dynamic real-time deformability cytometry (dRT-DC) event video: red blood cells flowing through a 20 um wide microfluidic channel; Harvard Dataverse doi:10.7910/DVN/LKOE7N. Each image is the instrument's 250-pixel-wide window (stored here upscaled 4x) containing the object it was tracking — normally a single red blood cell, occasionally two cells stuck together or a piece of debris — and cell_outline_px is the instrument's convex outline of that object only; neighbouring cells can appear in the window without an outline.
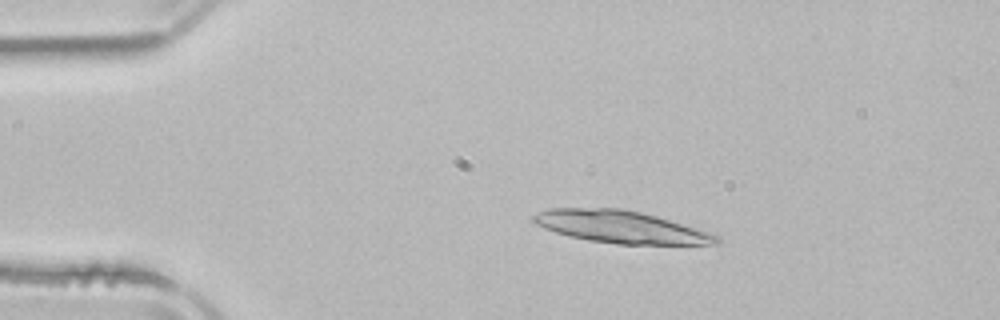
{"species": "common noctule bat (a hibernating species)", "species_latin": "Nyctalus noctula", "temperature_condition": "room temperature", "stored_images_in_passage": 4, "camera_frame_rate_fps": 3000, "um_per_image_px": 0.085, "animal": {"sex": "male", "body_mass_g": 21.5, "forearm_length_mm": 52.0}, "frame": {"image": 1, "passage_image": 3, "time_ms": 2.667, "image_size_px": [1000, 320], "cell_outline_px": [[720, 240], [716, 244], [616, 244], [588, 240], [568, 236], [544, 228], [536, 224], [532, 220], [532, 216], [536, 212], [548, 208], [624, 208], [656, 216], [712, 232]], "centroid_in_image_um": [52.73, 19.28], "position_along_channel_um": 32.3, "area_um2": 34.45}}